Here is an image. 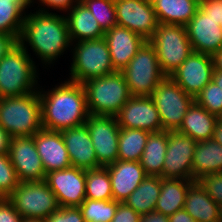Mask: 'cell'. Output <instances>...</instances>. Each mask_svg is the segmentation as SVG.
<instances>
[{
  "label": "cell",
  "instance_id": "obj_31",
  "mask_svg": "<svg viewBox=\"0 0 222 222\" xmlns=\"http://www.w3.org/2000/svg\"><path fill=\"white\" fill-rule=\"evenodd\" d=\"M149 134L142 129L120 128L117 160L139 161Z\"/></svg>",
  "mask_w": 222,
  "mask_h": 222
},
{
  "label": "cell",
  "instance_id": "obj_34",
  "mask_svg": "<svg viewBox=\"0 0 222 222\" xmlns=\"http://www.w3.org/2000/svg\"><path fill=\"white\" fill-rule=\"evenodd\" d=\"M115 200L85 199L79 206L85 222H111L118 204Z\"/></svg>",
  "mask_w": 222,
  "mask_h": 222
},
{
  "label": "cell",
  "instance_id": "obj_38",
  "mask_svg": "<svg viewBox=\"0 0 222 222\" xmlns=\"http://www.w3.org/2000/svg\"><path fill=\"white\" fill-rule=\"evenodd\" d=\"M219 207L222 206V173L204 175L197 180Z\"/></svg>",
  "mask_w": 222,
  "mask_h": 222
},
{
  "label": "cell",
  "instance_id": "obj_2",
  "mask_svg": "<svg viewBox=\"0 0 222 222\" xmlns=\"http://www.w3.org/2000/svg\"><path fill=\"white\" fill-rule=\"evenodd\" d=\"M24 41L29 42L41 60L51 63L71 43L66 17L45 10L25 16L18 42Z\"/></svg>",
  "mask_w": 222,
  "mask_h": 222
},
{
  "label": "cell",
  "instance_id": "obj_5",
  "mask_svg": "<svg viewBox=\"0 0 222 222\" xmlns=\"http://www.w3.org/2000/svg\"><path fill=\"white\" fill-rule=\"evenodd\" d=\"M87 107L91 115L115 116L132 97L121 72L84 82Z\"/></svg>",
  "mask_w": 222,
  "mask_h": 222
},
{
  "label": "cell",
  "instance_id": "obj_43",
  "mask_svg": "<svg viewBox=\"0 0 222 222\" xmlns=\"http://www.w3.org/2000/svg\"><path fill=\"white\" fill-rule=\"evenodd\" d=\"M139 222H169V217L154 210L148 214L141 215Z\"/></svg>",
  "mask_w": 222,
  "mask_h": 222
},
{
  "label": "cell",
  "instance_id": "obj_19",
  "mask_svg": "<svg viewBox=\"0 0 222 222\" xmlns=\"http://www.w3.org/2000/svg\"><path fill=\"white\" fill-rule=\"evenodd\" d=\"M34 142L46 174L72 166L61 132L42 128L34 134Z\"/></svg>",
  "mask_w": 222,
  "mask_h": 222
},
{
  "label": "cell",
  "instance_id": "obj_27",
  "mask_svg": "<svg viewBox=\"0 0 222 222\" xmlns=\"http://www.w3.org/2000/svg\"><path fill=\"white\" fill-rule=\"evenodd\" d=\"M222 173V145L213 139L197 142L193 155V179Z\"/></svg>",
  "mask_w": 222,
  "mask_h": 222
},
{
  "label": "cell",
  "instance_id": "obj_20",
  "mask_svg": "<svg viewBox=\"0 0 222 222\" xmlns=\"http://www.w3.org/2000/svg\"><path fill=\"white\" fill-rule=\"evenodd\" d=\"M72 167L98 169L99 165L86 124L61 131Z\"/></svg>",
  "mask_w": 222,
  "mask_h": 222
},
{
  "label": "cell",
  "instance_id": "obj_29",
  "mask_svg": "<svg viewBox=\"0 0 222 222\" xmlns=\"http://www.w3.org/2000/svg\"><path fill=\"white\" fill-rule=\"evenodd\" d=\"M161 179V176L147 175L124 203L140 215L154 211L161 191Z\"/></svg>",
  "mask_w": 222,
  "mask_h": 222
},
{
  "label": "cell",
  "instance_id": "obj_50",
  "mask_svg": "<svg viewBox=\"0 0 222 222\" xmlns=\"http://www.w3.org/2000/svg\"><path fill=\"white\" fill-rule=\"evenodd\" d=\"M212 81L222 90V72L213 71Z\"/></svg>",
  "mask_w": 222,
  "mask_h": 222
},
{
  "label": "cell",
  "instance_id": "obj_51",
  "mask_svg": "<svg viewBox=\"0 0 222 222\" xmlns=\"http://www.w3.org/2000/svg\"><path fill=\"white\" fill-rule=\"evenodd\" d=\"M22 222H46V219H41V218H23Z\"/></svg>",
  "mask_w": 222,
  "mask_h": 222
},
{
  "label": "cell",
  "instance_id": "obj_11",
  "mask_svg": "<svg viewBox=\"0 0 222 222\" xmlns=\"http://www.w3.org/2000/svg\"><path fill=\"white\" fill-rule=\"evenodd\" d=\"M197 142L177 131H168L162 178L193 179V155Z\"/></svg>",
  "mask_w": 222,
  "mask_h": 222
},
{
  "label": "cell",
  "instance_id": "obj_24",
  "mask_svg": "<svg viewBox=\"0 0 222 222\" xmlns=\"http://www.w3.org/2000/svg\"><path fill=\"white\" fill-rule=\"evenodd\" d=\"M68 18H66L71 42L74 39L80 41L103 38L105 32L90 10L79 0L72 6Z\"/></svg>",
  "mask_w": 222,
  "mask_h": 222
},
{
  "label": "cell",
  "instance_id": "obj_30",
  "mask_svg": "<svg viewBox=\"0 0 222 222\" xmlns=\"http://www.w3.org/2000/svg\"><path fill=\"white\" fill-rule=\"evenodd\" d=\"M168 131L150 133L142 157L139 160L145 173L151 176H160L167 152Z\"/></svg>",
  "mask_w": 222,
  "mask_h": 222
},
{
  "label": "cell",
  "instance_id": "obj_46",
  "mask_svg": "<svg viewBox=\"0 0 222 222\" xmlns=\"http://www.w3.org/2000/svg\"><path fill=\"white\" fill-rule=\"evenodd\" d=\"M169 222H196L193 217L187 213L185 209L176 211L174 214L169 215Z\"/></svg>",
  "mask_w": 222,
  "mask_h": 222
},
{
  "label": "cell",
  "instance_id": "obj_49",
  "mask_svg": "<svg viewBox=\"0 0 222 222\" xmlns=\"http://www.w3.org/2000/svg\"><path fill=\"white\" fill-rule=\"evenodd\" d=\"M213 140L218 142L220 145H222V120H218L215 130H214V135H213Z\"/></svg>",
  "mask_w": 222,
  "mask_h": 222
},
{
  "label": "cell",
  "instance_id": "obj_32",
  "mask_svg": "<svg viewBox=\"0 0 222 222\" xmlns=\"http://www.w3.org/2000/svg\"><path fill=\"white\" fill-rule=\"evenodd\" d=\"M26 7L18 0H0V34L20 38ZM22 14V15H21Z\"/></svg>",
  "mask_w": 222,
  "mask_h": 222
},
{
  "label": "cell",
  "instance_id": "obj_53",
  "mask_svg": "<svg viewBox=\"0 0 222 222\" xmlns=\"http://www.w3.org/2000/svg\"><path fill=\"white\" fill-rule=\"evenodd\" d=\"M219 221L222 222V206L219 209Z\"/></svg>",
  "mask_w": 222,
  "mask_h": 222
},
{
  "label": "cell",
  "instance_id": "obj_45",
  "mask_svg": "<svg viewBox=\"0 0 222 222\" xmlns=\"http://www.w3.org/2000/svg\"><path fill=\"white\" fill-rule=\"evenodd\" d=\"M43 4L47 5L48 7L56 8L59 10H67L68 8L71 9L70 7L73 4L74 0H40ZM79 1V0H76Z\"/></svg>",
  "mask_w": 222,
  "mask_h": 222
},
{
  "label": "cell",
  "instance_id": "obj_14",
  "mask_svg": "<svg viewBox=\"0 0 222 222\" xmlns=\"http://www.w3.org/2000/svg\"><path fill=\"white\" fill-rule=\"evenodd\" d=\"M45 181L54 192L59 207H79L86 199L85 170L69 167L46 174Z\"/></svg>",
  "mask_w": 222,
  "mask_h": 222
},
{
  "label": "cell",
  "instance_id": "obj_47",
  "mask_svg": "<svg viewBox=\"0 0 222 222\" xmlns=\"http://www.w3.org/2000/svg\"><path fill=\"white\" fill-rule=\"evenodd\" d=\"M10 139V135L0 125V154H8Z\"/></svg>",
  "mask_w": 222,
  "mask_h": 222
},
{
  "label": "cell",
  "instance_id": "obj_26",
  "mask_svg": "<svg viewBox=\"0 0 222 222\" xmlns=\"http://www.w3.org/2000/svg\"><path fill=\"white\" fill-rule=\"evenodd\" d=\"M184 209L196 222L219 220V205L208 196L198 181L190 185L186 193Z\"/></svg>",
  "mask_w": 222,
  "mask_h": 222
},
{
  "label": "cell",
  "instance_id": "obj_16",
  "mask_svg": "<svg viewBox=\"0 0 222 222\" xmlns=\"http://www.w3.org/2000/svg\"><path fill=\"white\" fill-rule=\"evenodd\" d=\"M214 71L212 57L192 52L170 77L193 98L212 80Z\"/></svg>",
  "mask_w": 222,
  "mask_h": 222
},
{
  "label": "cell",
  "instance_id": "obj_48",
  "mask_svg": "<svg viewBox=\"0 0 222 222\" xmlns=\"http://www.w3.org/2000/svg\"><path fill=\"white\" fill-rule=\"evenodd\" d=\"M214 70L222 72V48L212 56Z\"/></svg>",
  "mask_w": 222,
  "mask_h": 222
},
{
  "label": "cell",
  "instance_id": "obj_33",
  "mask_svg": "<svg viewBox=\"0 0 222 222\" xmlns=\"http://www.w3.org/2000/svg\"><path fill=\"white\" fill-rule=\"evenodd\" d=\"M87 199L113 200L111 178L106 167L85 170Z\"/></svg>",
  "mask_w": 222,
  "mask_h": 222
},
{
  "label": "cell",
  "instance_id": "obj_18",
  "mask_svg": "<svg viewBox=\"0 0 222 222\" xmlns=\"http://www.w3.org/2000/svg\"><path fill=\"white\" fill-rule=\"evenodd\" d=\"M193 52L212 56L222 48V28L200 7L185 25Z\"/></svg>",
  "mask_w": 222,
  "mask_h": 222
},
{
  "label": "cell",
  "instance_id": "obj_28",
  "mask_svg": "<svg viewBox=\"0 0 222 222\" xmlns=\"http://www.w3.org/2000/svg\"><path fill=\"white\" fill-rule=\"evenodd\" d=\"M194 180L162 178L155 211L167 216L184 209L186 193Z\"/></svg>",
  "mask_w": 222,
  "mask_h": 222
},
{
  "label": "cell",
  "instance_id": "obj_17",
  "mask_svg": "<svg viewBox=\"0 0 222 222\" xmlns=\"http://www.w3.org/2000/svg\"><path fill=\"white\" fill-rule=\"evenodd\" d=\"M120 128L164 131L159 112L150 96H132L115 115Z\"/></svg>",
  "mask_w": 222,
  "mask_h": 222
},
{
  "label": "cell",
  "instance_id": "obj_44",
  "mask_svg": "<svg viewBox=\"0 0 222 222\" xmlns=\"http://www.w3.org/2000/svg\"><path fill=\"white\" fill-rule=\"evenodd\" d=\"M18 42L14 37L0 34V59Z\"/></svg>",
  "mask_w": 222,
  "mask_h": 222
},
{
  "label": "cell",
  "instance_id": "obj_21",
  "mask_svg": "<svg viewBox=\"0 0 222 222\" xmlns=\"http://www.w3.org/2000/svg\"><path fill=\"white\" fill-rule=\"evenodd\" d=\"M104 38L109 47L113 68L117 72H121L129 64V61L146 42L134 31L118 25L106 31Z\"/></svg>",
  "mask_w": 222,
  "mask_h": 222
},
{
  "label": "cell",
  "instance_id": "obj_39",
  "mask_svg": "<svg viewBox=\"0 0 222 222\" xmlns=\"http://www.w3.org/2000/svg\"><path fill=\"white\" fill-rule=\"evenodd\" d=\"M46 222H85L79 207H59L52 212Z\"/></svg>",
  "mask_w": 222,
  "mask_h": 222
},
{
  "label": "cell",
  "instance_id": "obj_6",
  "mask_svg": "<svg viewBox=\"0 0 222 222\" xmlns=\"http://www.w3.org/2000/svg\"><path fill=\"white\" fill-rule=\"evenodd\" d=\"M148 42L154 47L165 76H170L193 52L183 25L159 23Z\"/></svg>",
  "mask_w": 222,
  "mask_h": 222
},
{
  "label": "cell",
  "instance_id": "obj_25",
  "mask_svg": "<svg viewBox=\"0 0 222 222\" xmlns=\"http://www.w3.org/2000/svg\"><path fill=\"white\" fill-rule=\"evenodd\" d=\"M159 23L185 26L196 14L200 0H150Z\"/></svg>",
  "mask_w": 222,
  "mask_h": 222
},
{
  "label": "cell",
  "instance_id": "obj_15",
  "mask_svg": "<svg viewBox=\"0 0 222 222\" xmlns=\"http://www.w3.org/2000/svg\"><path fill=\"white\" fill-rule=\"evenodd\" d=\"M8 156L20 182L45 180L46 173L37 152L34 135L11 138Z\"/></svg>",
  "mask_w": 222,
  "mask_h": 222
},
{
  "label": "cell",
  "instance_id": "obj_10",
  "mask_svg": "<svg viewBox=\"0 0 222 222\" xmlns=\"http://www.w3.org/2000/svg\"><path fill=\"white\" fill-rule=\"evenodd\" d=\"M7 198L23 218L46 219L59 208L56 196L45 180L20 182Z\"/></svg>",
  "mask_w": 222,
  "mask_h": 222
},
{
  "label": "cell",
  "instance_id": "obj_37",
  "mask_svg": "<svg viewBox=\"0 0 222 222\" xmlns=\"http://www.w3.org/2000/svg\"><path fill=\"white\" fill-rule=\"evenodd\" d=\"M19 183L8 154H0V198L8 197Z\"/></svg>",
  "mask_w": 222,
  "mask_h": 222
},
{
  "label": "cell",
  "instance_id": "obj_8",
  "mask_svg": "<svg viewBox=\"0 0 222 222\" xmlns=\"http://www.w3.org/2000/svg\"><path fill=\"white\" fill-rule=\"evenodd\" d=\"M132 96H150L166 77L154 47L146 41L121 71Z\"/></svg>",
  "mask_w": 222,
  "mask_h": 222
},
{
  "label": "cell",
  "instance_id": "obj_23",
  "mask_svg": "<svg viewBox=\"0 0 222 222\" xmlns=\"http://www.w3.org/2000/svg\"><path fill=\"white\" fill-rule=\"evenodd\" d=\"M219 117L209 113L194 102L180 125L177 132L187 135L196 142L213 139L214 130Z\"/></svg>",
  "mask_w": 222,
  "mask_h": 222
},
{
  "label": "cell",
  "instance_id": "obj_9",
  "mask_svg": "<svg viewBox=\"0 0 222 222\" xmlns=\"http://www.w3.org/2000/svg\"><path fill=\"white\" fill-rule=\"evenodd\" d=\"M159 112L162 128L176 131L195 98L188 95L170 76H166L150 95Z\"/></svg>",
  "mask_w": 222,
  "mask_h": 222
},
{
  "label": "cell",
  "instance_id": "obj_4",
  "mask_svg": "<svg viewBox=\"0 0 222 222\" xmlns=\"http://www.w3.org/2000/svg\"><path fill=\"white\" fill-rule=\"evenodd\" d=\"M24 45L16 42L0 59V98L35 92L36 67Z\"/></svg>",
  "mask_w": 222,
  "mask_h": 222
},
{
  "label": "cell",
  "instance_id": "obj_1",
  "mask_svg": "<svg viewBox=\"0 0 222 222\" xmlns=\"http://www.w3.org/2000/svg\"><path fill=\"white\" fill-rule=\"evenodd\" d=\"M42 128L63 131L84 124L89 117L85 89L82 84L66 81L47 94H41Z\"/></svg>",
  "mask_w": 222,
  "mask_h": 222
},
{
  "label": "cell",
  "instance_id": "obj_7",
  "mask_svg": "<svg viewBox=\"0 0 222 222\" xmlns=\"http://www.w3.org/2000/svg\"><path fill=\"white\" fill-rule=\"evenodd\" d=\"M76 45L70 70L71 79L69 81L83 84L92 78L116 72L104 37L80 41Z\"/></svg>",
  "mask_w": 222,
  "mask_h": 222
},
{
  "label": "cell",
  "instance_id": "obj_42",
  "mask_svg": "<svg viewBox=\"0 0 222 222\" xmlns=\"http://www.w3.org/2000/svg\"><path fill=\"white\" fill-rule=\"evenodd\" d=\"M200 8L218 24L222 22V0H200Z\"/></svg>",
  "mask_w": 222,
  "mask_h": 222
},
{
  "label": "cell",
  "instance_id": "obj_35",
  "mask_svg": "<svg viewBox=\"0 0 222 222\" xmlns=\"http://www.w3.org/2000/svg\"><path fill=\"white\" fill-rule=\"evenodd\" d=\"M106 32L117 25L114 0H80Z\"/></svg>",
  "mask_w": 222,
  "mask_h": 222
},
{
  "label": "cell",
  "instance_id": "obj_52",
  "mask_svg": "<svg viewBox=\"0 0 222 222\" xmlns=\"http://www.w3.org/2000/svg\"><path fill=\"white\" fill-rule=\"evenodd\" d=\"M20 1L26 8L28 5H30V3H32V0H18Z\"/></svg>",
  "mask_w": 222,
  "mask_h": 222
},
{
  "label": "cell",
  "instance_id": "obj_12",
  "mask_svg": "<svg viewBox=\"0 0 222 222\" xmlns=\"http://www.w3.org/2000/svg\"><path fill=\"white\" fill-rule=\"evenodd\" d=\"M88 127L97 161L106 167L117 160L120 127L115 116L89 115Z\"/></svg>",
  "mask_w": 222,
  "mask_h": 222
},
{
  "label": "cell",
  "instance_id": "obj_22",
  "mask_svg": "<svg viewBox=\"0 0 222 222\" xmlns=\"http://www.w3.org/2000/svg\"><path fill=\"white\" fill-rule=\"evenodd\" d=\"M110 178L113 200L123 203L147 177L139 161L116 160L106 166Z\"/></svg>",
  "mask_w": 222,
  "mask_h": 222
},
{
  "label": "cell",
  "instance_id": "obj_3",
  "mask_svg": "<svg viewBox=\"0 0 222 222\" xmlns=\"http://www.w3.org/2000/svg\"><path fill=\"white\" fill-rule=\"evenodd\" d=\"M0 125L13 137L33 136L42 129L39 92L0 98Z\"/></svg>",
  "mask_w": 222,
  "mask_h": 222
},
{
  "label": "cell",
  "instance_id": "obj_36",
  "mask_svg": "<svg viewBox=\"0 0 222 222\" xmlns=\"http://www.w3.org/2000/svg\"><path fill=\"white\" fill-rule=\"evenodd\" d=\"M195 102L219 118L222 115V90L212 80L195 97Z\"/></svg>",
  "mask_w": 222,
  "mask_h": 222
},
{
  "label": "cell",
  "instance_id": "obj_13",
  "mask_svg": "<svg viewBox=\"0 0 222 222\" xmlns=\"http://www.w3.org/2000/svg\"><path fill=\"white\" fill-rule=\"evenodd\" d=\"M117 25L134 31L148 41L159 21L150 0H114Z\"/></svg>",
  "mask_w": 222,
  "mask_h": 222
},
{
  "label": "cell",
  "instance_id": "obj_40",
  "mask_svg": "<svg viewBox=\"0 0 222 222\" xmlns=\"http://www.w3.org/2000/svg\"><path fill=\"white\" fill-rule=\"evenodd\" d=\"M23 217L7 198H0V222H22Z\"/></svg>",
  "mask_w": 222,
  "mask_h": 222
},
{
  "label": "cell",
  "instance_id": "obj_41",
  "mask_svg": "<svg viewBox=\"0 0 222 222\" xmlns=\"http://www.w3.org/2000/svg\"><path fill=\"white\" fill-rule=\"evenodd\" d=\"M141 215L128 207L124 202L119 203L111 222H139Z\"/></svg>",
  "mask_w": 222,
  "mask_h": 222
}]
</instances>
